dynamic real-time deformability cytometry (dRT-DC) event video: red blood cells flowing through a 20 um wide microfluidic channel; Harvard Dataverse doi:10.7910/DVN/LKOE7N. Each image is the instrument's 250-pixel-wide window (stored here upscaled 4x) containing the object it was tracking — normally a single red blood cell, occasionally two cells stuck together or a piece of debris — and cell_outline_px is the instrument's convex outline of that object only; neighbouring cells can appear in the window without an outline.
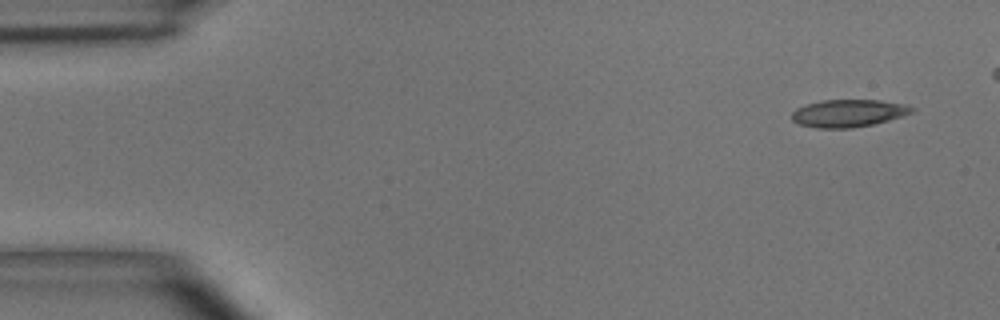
{"species": "common noctule bat (a hibernating species)", "species_latin": "Nyctalus noctula", "temperature_condition": "room temperature", "stored_images_in_passage": 5, "camera_frame_rate_fps": 3000, "um_per_image_px": 0.085, "animal": {"sex": "male", "body_mass_g": 15.6}, "frame": {"image": 1, "passage_image": 1, "time_ms": 0.0, "image_size_px": [1000, 320], "cell_outline_px": [[916, 108], [912, 112], [904, 116], [872, 124], [852, 128], [816, 128], [800, 124], [792, 120], [792, 112], [796, 108], [804, 104], [820, 100], [880, 100], [904, 104]], "centroid_in_image_um": [72.1, 9.61], "position_along_channel_um": 12.9, "area_um2": 19.31}}